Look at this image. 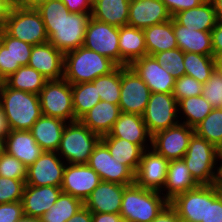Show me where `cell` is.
Returning <instances> with one entry per match:
<instances>
[{
    "instance_id": "6da1fadb",
    "label": "cell",
    "mask_w": 222,
    "mask_h": 222,
    "mask_svg": "<svg viewBox=\"0 0 222 222\" xmlns=\"http://www.w3.org/2000/svg\"><path fill=\"white\" fill-rule=\"evenodd\" d=\"M39 12L48 34V42L63 54L84 44L91 13L70 12L61 0H50L40 6Z\"/></svg>"
},
{
    "instance_id": "7a4b0ae2",
    "label": "cell",
    "mask_w": 222,
    "mask_h": 222,
    "mask_svg": "<svg viewBox=\"0 0 222 222\" xmlns=\"http://www.w3.org/2000/svg\"><path fill=\"white\" fill-rule=\"evenodd\" d=\"M0 106L10 130H30L42 116L38 94L15 90L0 82Z\"/></svg>"
},
{
    "instance_id": "3957f363",
    "label": "cell",
    "mask_w": 222,
    "mask_h": 222,
    "mask_svg": "<svg viewBox=\"0 0 222 222\" xmlns=\"http://www.w3.org/2000/svg\"><path fill=\"white\" fill-rule=\"evenodd\" d=\"M118 65L106 56L81 46L64 54V79L71 85L92 82Z\"/></svg>"
},
{
    "instance_id": "277c9868",
    "label": "cell",
    "mask_w": 222,
    "mask_h": 222,
    "mask_svg": "<svg viewBox=\"0 0 222 222\" xmlns=\"http://www.w3.org/2000/svg\"><path fill=\"white\" fill-rule=\"evenodd\" d=\"M163 193L145 189L135 183L124 189L121 211L123 221L153 222V220L169 205Z\"/></svg>"
},
{
    "instance_id": "5b68a950",
    "label": "cell",
    "mask_w": 222,
    "mask_h": 222,
    "mask_svg": "<svg viewBox=\"0 0 222 222\" xmlns=\"http://www.w3.org/2000/svg\"><path fill=\"white\" fill-rule=\"evenodd\" d=\"M219 154L215 145L194 133L182 159L199 185H213L217 181Z\"/></svg>"
},
{
    "instance_id": "8992f818",
    "label": "cell",
    "mask_w": 222,
    "mask_h": 222,
    "mask_svg": "<svg viewBox=\"0 0 222 222\" xmlns=\"http://www.w3.org/2000/svg\"><path fill=\"white\" fill-rule=\"evenodd\" d=\"M101 136L80 120L65 125L57 154L67 164H87Z\"/></svg>"
},
{
    "instance_id": "52a82bcc",
    "label": "cell",
    "mask_w": 222,
    "mask_h": 222,
    "mask_svg": "<svg viewBox=\"0 0 222 222\" xmlns=\"http://www.w3.org/2000/svg\"><path fill=\"white\" fill-rule=\"evenodd\" d=\"M42 115L74 122L75 114L72 101V85L64 78L48 80L39 92Z\"/></svg>"
},
{
    "instance_id": "ba28073f",
    "label": "cell",
    "mask_w": 222,
    "mask_h": 222,
    "mask_svg": "<svg viewBox=\"0 0 222 222\" xmlns=\"http://www.w3.org/2000/svg\"><path fill=\"white\" fill-rule=\"evenodd\" d=\"M4 30L12 37L31 45L48 42L44 22L37 10L14 6Z\"/></svg>"
},
{
    "instance_id": "9c48e42d",
    "label": "cell",
    "mask_w": 222,
    "mask_h": 222,
    "mask_svg": "<svg viewBox=\"0 0 222 222\" xmlns=\"http://www.w3.org/2000/svg\"><path fill=\"white\" fill-rule=\"evenodd\" d=\"M178 102L172 93H151L143 121L149 133H155L176 126L180 123L178 119ZM177 117V118H176Z\"/></svg>"
},
{
    "instance_id": "30bf717a",
    "label": "cell",
    "mask_w": 222,
    "mask_h": 222,
    "mask_svg": "<svg viewBox=\"0 0 222 222\" xmlns=\"http://www.w3.org/2000/svg\"><path fill=\"white\" fill-rule=\"evenodd\" d=\"M150 95V89L138 74L130 66H121V112L143 115Z\"/></svg>"
},
{
    "instance_id": "8fae6325",
    "label": "cell",
    "mask_w": 222,
    "mask_h": 222,
    "mask_svg": "<svg viewBox=\"0 0 222 222\" xmlns=\"http://www.w3.org/2000/svg\"><path fill=\"white\" fill-rule=\"evenodd\" d=\"M83 46L108 57L120 66L119 27L90 18Z\"/></svg>"
},
{
    "instance_id": "7c38bea8",
    "label": "cell",
    "mask_w": 222,
    "mask_h": 222,
    "mask_svg": "<svg viewBox=\"0 0 222 222\" xmlns=\"http://www.w3.org/2000/svg\"><path fill=\"white\" fill-rule=\"evenodd\" d=\"M87 164L99 175L101 181L127 186L135 183V173L128 166L112 158L101 140L94 148Z\"/></svg>"
},
{
    "instance_id": "4fadbf2b",
    "label": "cell",
    "mask_w": 222,
    "mask_h": 222,
    "mask_svg": "<svg viewBox=\"0 0 222 222\" xmlns=\"http://www.w3.org/2000/svg\"><path fill=\"white\" fill-rule=\"evenodd\" d=\"M194 128L182 124L159 131L152 136L151 148L165 159H182L187 152Z\"/></svg>"
},
{
    "instance_id": "5bb4252c",
    "label": "cell",
    "mask_w": 222,
    "mask_h": 222,
    "mask_svg": "<svg viewBox=\"0 0 222 222\" xmlns=\"http://www.w3.org/2000/svg\"><path fill=\"white\" fill-rule=\"evenodd\" d=\"M66 162L57 152L44 151L27 167L26 185L61 187Z\"/></svg>"
},
{
    "instance_id": "9a60e30c",
    "label": "cell",
    "mask_w": 222,
    "mask_h": 222,
    "mask_svg": "<svg viewBox=\"0 0 222 222\" xmlns=\"http://www.w3.org/2000/svg\"><path fill=\"white\" fill-rule=\"evenodd\" d=\"M33 45L10 36L0 30V82L16 72L21 66L28 65Z\"/></svg>"
},
{
    "instance_id": "2e32d148",
    "label": "cell",
    "mask_w": 222,
    "mask_h": 222,
    "mask_svg": "<svg viewBox=\"0 0 222 222\" xmlns=\"http://www.w3.org/2000/svg\"><path fill=\"white\" fill-rule=\"evenodd\" d=\"M100 182L99 175L88 164L66 163L61 189L84 202Z\"/></svg>"
},
{
    "instance_id": "e0dca14e",
    "label": "cell",
    "mask_w": 222,
    "mask_h": 222,
    "mask_svg": "<svg viewBox=\"0 0 222 222\" xmlns=\"http://www.w3.org/2000/svg\"><path fill=\"white\" fill-rule=\"evenodd\" d=\"M169 162L152 148L151 151L145 150L135 173V184L145 189L163 192Z\"/></svg>"
},
{
    "instance_id": "ac0fdd59",
    "label": "cell",
    "mask_w": 222,
    "mask_h": 222,
    "mask_svg": "<svg viewBox=\"0 0 222 222\" xmlns=\"http://www.w3.org/2000/svg\"><path fill=\"white\" fill-rule=\"evenodd\" d=\"M180 222H202L207 212V185L176 195L169 201Z\"/></svg>"
},
{
    "instance_id": "d6986e66",
    "label": "cell",
    "mask_w": 222,
    "mask_h": 222,
    "mask_svg": "<svg viewBox=\"0 0 222 222\" xmlns=\"http://www.w3.org/2000/svg\"><path fill=\"white\" fill-rule=\"evenodd\" d=\"M130 67L146 83L151 93H173L175 78L153 56H143Z\"/></svg>"
},
{
    "instance_id": "ffe728a7",
    "label": "cell",
    "mask_w": 222,
    "mask_h": 222,
    "mask_svg": "<svg viewBox=\"0 0 222 222\" xmlns=\"http://www.w3.org/2000/svg\"><path fill=\"white\" fill-rule=\"evenodd\" d=\"M28 66L40 72L48 80L64 77V54L49 42L32 47Z\"/></svg>"
},
{
    "instance_id": "44dd1931",
    "label": "cell",
    "mask_w": 222,
    "mask_h": 222,
    "mask_svg": "<svg viewBox=\"0 0 222 222\" xmlns=\"http://www.w3.org/2000/svg\"><path fill=\"white\" fill-rule=\"evenodd\" d=\"M172 19L161 0H130L127 25L145 29Z\"/></svg>"
},
{
    "instance_id": "7402d4cb",
    "label": "cell",
    "mask_w": 222,
    "mask_h": 222,
    "mask_svg": "<svg viewBox=\"0 0 222 222\" xmlns=\"http://www.w3.org/2000/svg\"><path fill=\"white\" fill-rule=\"evenodd\" d=\"M127 185L101 181L84 201L92 213L120 214L124 189Z\"/></svg>"
},
{
    "instance_id": "603a6c76",
    "label": "cell",
    "mask_w": 222,
    "mask_h": 222,
    "mask_svg": "<svg viewBox=\"0 0 222 222\" xmlns=\"http://www.w3.org/2000/svg\"><path fill=\"white\" fill-rule=\"evenodd\" d=\"M101 137L125 139L131 143L138 144L144 150L150 149L146 145L147 141L152 144V135L149 133L142 115L139 114L121 113L111 131Z\"/></svg>"
},
{
    "instance_id": "cb8c5ba5",
    "label": "cell",
    "mask_w": 222,
    "mask_h": 222,
    "mask_svg": "<svg viewBox=\"0 0 222 222\" xmlns=\"http://www.w3.org/2000/svg\"><path fill=\"white\" fill-rule=\"evenodd\" d=\"M61 193V187L57 186L25 185L21 200L24 215L41 218L57 201Z\"/></svg>"
},
{
    "instance_id": "d4e9b609",
    "label": "cell",
    "mask_w": 222,
    "mask_h": 222,
    "mask_svg": "<svg viewBox=\"0 0 222 222\" xmlns=\"http://www.w3.org/2000/svg\"><path fill=\"white\" fill-rule=\"evenodd\" d=\"M5 152L28 167L40 157L44 150L35 141L30 130H11L5 136Z\"/></svg>"
},
{
    "instance_id": "484cf974",
    "label": "cell",
    "mask_w": 222,
    "mask_h": 222,
    "mask_svg": "<svg viewBox=\"0 0 222 222\" xmlns=\"http://www.w3.org/2000/svg\"><path fill=\"white\" fill-rule=\"evenodd\" d=\"M120 66H130L147 55L143 29L130 25L119 28Z\"/></svg>"
},
{
    "instance_id": "4316f807",
    "label": "cell",
    "mask_w": 222,
    "mask_h": 222,
    "mask_svg": "<svg viewBox=\"0 0 222 222\" xmlns=\"http://www.w3.org/2000/svg\"><path fill=\"white\" fill-rule=\"evenodd\" d=\"M66 121L42 115L32 126L30 132L44 151L56 152L66 125Z\"/></svg>"
},
{
    "instance_id": "83f0119b",
    "label": "cell",
    "mask_w": 222,
    "mask_h": 222,
    "mask_svg": "<svg viewBox=\"0 0 222 222\" xmlns=\"http://www.w3.org/2000/svg\"><path fill=\"white\" fill-rule=\"evenodd\" d=\"M121 113L119 105L101 100L80 121L92 132L104 136L111 131Z\"/></svg>"
},
{
    "instance_id": "f1b7e54d",
    "label": "cell",
    "mask_w": 222,
    "mask_h": 222,
    "mask_svg": "<svg viewBox=\"0 0 222 222\" xmlns=\"http://www.w3.org/2000/svg\"><path fill=\"white\" fill-rule=\"evenodd\" d=\"M173 30L178 48L185 52L213 55L211 31L189 29L173 19Z\"/></svg>"
},
{
    "instance_id": "f546056e",
    "label": "cell",
    "mask_w": 222,
    "mask_h": 222,
    "mask_svg": "<svg viewBox=\"0 0 222 222\" xmlns=\"http://www.w3.org/2000/svg\"><path fill=\"white\" fill-rule=\"evenodd\" d=\"M172 18L182 26L199 31H212L217 24L211 0H206L197 7L176 13Z\"/></svg>"
},
{
    "instance_id": "4dcf8cb0",
    "label": "cell",
    "mask_w": 222,
    "mask_h": 222,
    "mask_svg": "<svg viewBox=\"0 0 222 222\" xmlns=\"http://www.w3.org/2000/svg\"><path fill=\"white\" fill-rule=\"evenodd\" d=\"M130 0H94L91 17L115 27L127 25Z\"/></svg>"
},
{
    "instance_id": "1f68e13d",
    "label": "cell",
    "mask_w": 222,
    "mask_h": 222,
    "mask_svg": "<svg viewBox=\"0 0 222 222\" xmlns=\"http://www.w3.org/2000/svg\"><path fill=\"white\" fill-rule=\"evenodd\" d=\"M183 159L171 160L168 164L164 197L170 201L176 195L198 187Z\"/></svg>"
},
{
    "instance_id": "d6a6232c",
    "label": "cell",
    "mask_w": 222,
    "mask_h": 222,
    "mask_svg": "<svg viewBox=\"0 0 222 222\" xmlns=\"http://www.w3.org/2000/svg\"><path fill=\"white\" fill-rule=\"evenodd\" d=\"M147 55L178 48L173 30V18L143 29Z\"/></svg>"
},
{
    "instance_id": "836d02e7",
    "label": "cell",
    "mask_w": 222,
    "mask_h": 222,
    "mask_svg": "<svg viewBox=\"0 0 222 222\" xmlns=\"http://www.w3.org/2000/svg\"><path fill=\"white\" fill-rule=\"evenodd\" d=\"M101 141L107 146L112 158L136 173L145 151L141 146L116 137H101Z\"/></svg>"
},
{
    "instance_id": "e575fe53",
    "label": "cell",
    "mask_w": 222,
    "mask_h": 222,
    "mask_svg": "<svg viewBox=\"0 0 222 222\" xmlns=\"http://www.w3.org/2000/svg\"><path fill=\"white\" fill-rule=\"evenodd\" d=\"M47 81L48 79L40 72L24 65L3 82L12 89L39 94Z\"/></svg>"
},
{
    "instance_id": "d590c367",
    "label": "cell",
    "mask_w": 222,
    "mask_h": 222,
    "mask_svg": "<svg viewBox=\"0 0 222 222\" xmlns=\"http://www.w3.org/2000/svg\"><path fill=\"white\" fill-rule=\"evenodd\" d=\"M72 101L75 121H77L101 99L97 92V87L92 82H83L72 85Z\"/></svg>"
},
{
    "instance_id": "8d00e7d4",
    "label": "cell",
    "mask_w": 222,
    "mask_h": 222,
    "mask_svg": "<svg viewBox=\"0 0 222 222\" xmlns=\"http://www.w3.org/2000/svg\"><path fill=\"white\" fill-rule=\"evenodd\" d=\"M185 75L205 84L215 70L213 55H202L193 52L184 53Z\"/></svg>"
},
{
    "instance_id": "74e56055",
    "label": "cell",
    "mask_w": 222,
    "mask_h": 222,
    "mask_svg": "<svg viewBox=\"0 0 222 222\" xmlns=\"http://www.w3.org/2000/svg\"><path fill=\"white\" fill-rule=\"evenodd\" d=\"M82 206H84L82 200L62 192L53 206L49 208V211L44 213L41 218L43 222H66Z\"/></svg>"
},
{
    "instance_id": "f35d334b",
    "label": "cell",
    "mask_w": 222,
    "mask_h": 222,
    "mask_svg": "<svg viewBox=\"0 0 222 222\" xmlns=\"http://www.w3.org/2000/svg\"><path fill=\"white\" fill-rule=\"evenodd\" d=\"M212 109L213 107L202 95L187 97L178 102V111H182L186 117L182 124L192 128L203 121Z\"/></svg>"
},
{
    "instance_id": "ab89813d",
    "label": "cell",
    "mask_w": 222,
    "mask_h": 222,
    "mask_svg": "<svg viewBox=\"0 0 222 222\" xmlns=\"http://www.w3.org/2000/svg\"><path fill=\"white\" fill-rule=\"evenodd\" d=\"M195 133L222 150V108L212 111L195 128Z\"/></svg>"
},
{
    "instance_id": "60d3db41",
    "label": "cell",
    "mask_w": 222,
    "mask_h": 222,
    "mask_svg": "<svg viewBox=\"0 0 222 222\" xmlns=\"http://www.w3.org/2000/svg\"><path fill=\"white\" fill-rule=\"evenodd\" d=\"M92 83L97 87V92L102 101L119 105L121 89V66L107 75L99 76Z\"/></svg>"
},
{
    "instance_id": "b9f144b4",
    "label": "cell",
    "mask_w": 222,
    "mask_h": 222,
    "mask_svg": "<svg viewBox=\"0 0 222 222\" xmlns=\"http://www.w3.org/2000/svg\"><path fill=\"white\" fill-rule=\"evenodd\" d=\"M166 71L177 79L185 75L184 52L179 49L162 51L152 55Z\"/></svg>"
},
{
    "instance_id": "7bdbcfd3",
    "label": "cell",
    "mask_w": 222,
    "mask_h": 222,
    "mask_svg": "<svg viewBox=\"0 0 222 222\" xmlns=\"http://www.w3.org/2000/svg\"><path fill=\"white\" fill-rule=\"evenodd\" d=\"M0 176L26 181L27 167L14 156L4 152L0 157Z\"/></svg>"
},
{
    "instance_id": "ee69618b",
    "label": "cell",
    "mask_w": 222,
    "mask_h": 222,
    "mask_svg": "<svg viewBox=\"0 0 222 222\" xmlns=\"http://www.w3.org/2000/svg\"><path fill=\"white\" fill-rule=\"evenodd\" d=\"M25 185L24 180L0 176V204L21 201Z\"/></svg>"
},
{
    "instance_id": "f6af8a7d",
    "label": "cell",
    "mask_w": 222,
    "mask_h": 222,
    "mask_svg": "<svg viewBox=\"0 0 222 222\" xmlns=\"http://www.w3.org/2000/svg\"><path fill=\"white\" fill-rule=\"evenodd\" d=\"M203 85L204 84L198 82L195 78L183 75L182 77L175 79L172 94L177 102L187 97L200 96Z\"/></svg>"
},
{
    "instance_id": "bcb514c9",
    "label": "cell",
    "mask_w": 222,
    "mask_h": 222,
    "mask_svg": "<svg viewBox=\"0 0 222 222\" xmlns=\"http://www.w3.org/2000/svg\"><path fill=\"white\" fill-rule=\"evenodd\" d=\"M201 95L213 108H220L222 106V74L216 69L203 85Z\"/></svg>"
},
{
    "instance_id": "7dc6e473",
    "label": "cell",
    "mask_w": 222,
    "mask_h": 222,
    "mask_svg": "<svg viewBox=\"0 0 222 222\" xmlns=\"http://www.w3.org/2000/svg\"><path fill=\"white\" fill-rule=\"evenodd\" d=\"M202 222H222V194L216 184L207 185V212Z\"/></svg>"
},
{
    "instance_id": "c3c4849f",
    "label": "cell",
    "mask_w": 222,
    "mask_h": 222,
    "mask_svg": "<svg viewBox=\"0 0 222 222\" xmlns=\"http://www.w3.org/2000/svg\"><path fill=\"white\" fill-rule=\"evenodd\" d=\"M23 215L21 201L0 204V222H17Z\"/></svg>"
},
{
    "instance_id": "681fc988",
    "label": "cell",
    "mask_w": 222,
    "mask_h": 222,
    "mask_svg": "<svg viewBox=\"0 0 222 222\" xmlns=\"http://www.w3.org/2000/svg\"><path fill=\"white\" fill-rule=\"evenodd\" d=\"M161 1L165 4L170 15L173 16L181 11L197 7L206 0H161Z\"/></svg>"
},
{
    "instance_id": "f907efd6",
    "label": "cell",
    "mask_w": 222,
    "mask_h": 222,
    "mask_svg": "<svg viewBox=\"0 0 222 222\" xmlns=\"http://www.w3.org/2000/svg\"><path fill=\"white\" fill-rule=\"evenodd\" d=\"M70 12L91 13L94 0H61Z\"/></svg>"
},
{
    "instance_id": "816d5d0a",
    "label": "cell",
    "mask_w": 222,
    "mask_h": 222,
    "mask_svg": "<svg viewBox=\"0 0 222 222\" xmlns=\"http://www.w3.org/2000/svg\"><path fill=\"white\" fill-rule=\"evenodd\" d=\"M213 56L222 55V22H217L211 31Z\"/></svg>"
},
{
    "instance_id": "f5cc1de1",
    "label": "cell",
    "mask_w": 222,
    "mask_h": 222,
    "mask_svg": "<svg viewBox=\"0 0 222 222\" xmlns=\"http://www.w3.org/2000/svg\"><path fill=\"white\" fill-rule=\"evenodd\" d=\"M153 222H180L176 211L168 205Z\"/></svg>"
},
{
    "instance_id": "db71d44e",
    "label": "cell",
    "mask_w": 222,
    "mask_h": 222,
    "mask_svg": "<svg viewBox=\"0 0 222 222\" xmlns=\"http://www.w3.org/2000/svg\"><path fill=\"white\" fill-rule=\"evenodd\" d=\"M13 7L9 0H0V30L4 29Z\"/></svg>"
},
{
    "instance_id": "11a10c76",
    "label": "cell",
    "mask_w": 222,
    "mask_h": 222,
    "mask_svg": "<svg viewBox=\"0 0 222 222\" xmlns=\"http://www.w3.org/2000/svg\"><path fill=\"white\" fill-rule=\"evenodd\" d=\"M92 222H123L120 214L92 213Z\"/></svg>"
},
{
    "instance_id": "9f6ffc18",
    "label": "cell",
    "mask_w": 222,
    "mask_h": 222,
    "mask_svg": "<svg viewBox=\"0 0 222 222\" xmlns=\"http://www.w3.org/2000/svg\"><path fill=\"white\" fill-rule=\"evenodd\" d=\"M66 222H92V212L85 206H82L78 212Z\"/></svg>"
},
{
    "instance_id": "6f0895ef",
    "label": "cell",
    "mask_w": 222,
    "mask_h": 222,
    "mask_svg": "<svg viewBox=\"0 0 222 222\" xmlns=\"http://www.w3.org/2000/svg\"><path fill=\"white\" fill-rule=\"evenodd\" d=\"M50 0H17L16 6L24 9H34L37 10L44 3Z\"/></svg>"
},
{
    "instance_id": "680465c9",
    "label": "cell",
    "mask_w": 222,
    "mask_h": 222,
    "mask_svg": "<svg viewBox=\"0 0 222 222\" xmlns=\"http://www.w3.org/2000/svg\"><path fill=\"white\" fill-rule=\"evenodd\" d=\"M10 127L7 121V118L5 116V113L0 106V135L6 136L10 132Z\"/></svg>"
},
{
    "instance_id": "91938a15",
    "label": "cell",
    "mask_w": 222,
    "mask_h": 222,
    "mask_svg": "<svg viewBox=\"0 0 222 222\" xmlns=\"http://www.w3.org/2000/svg\"><path fill=\"white\" fill-rule=\"evenodd\" d=\"M211 2L214 6L217 22H222V0H211Z\"/></svg>"
},
{
    "instance_id": "94428289",
    "label": "cell",
    "mask_w": 222,
    "mask_h": 222,
    "mask_svg": "<svg viewBox=\"0 0 222 222\" xmlns=\"http://www.w3.org/2000/svg\"><path fill=\"white\" fill-rule=\"evenodd\" d=\"M17 222H43L42 218L23 215Z\"/></svg>"
},
{
    "instance_id": "6125c7cd",
    "label": "cell",
    "mask_w": 222,
    "mask_h": 222,
    "mask_svg": "<svg viewBox=\"0 0 222 222\" xmlns=\"http://www.w3.org/2000/svg\"><path fill=\"white\" fill-rule=\"evenodd\" d=\"M219 160H221V162H220L221 165L218 167V175H217L216 185L222 186V153L219 154Z\"/></svg>"
},
{
    "instance_id": "be15d7a7",
    "label": "cell",
    "mask_w": 222,
    "mask_h": 222,
    "mask_svg": "<svg viewBox=\"0 0 222 222\" xmlns=\"http://www.w3.org/2000/svg\"><path fill=\"white\" fill-rule=\"evenodd\" d=\"M215 69L222 74V55L214 56Z\"/></svg>"
},
{
    "instance_id": "e7e4bbea",
    "label": "cell",
    "mask_w": 222,
    "mask_h": 222,
    "mask_svg": "<svg viewBox=\"0 0 222 222\" xmlns=\"http://www.w3.org/2000/svg\"><path fill=\"white\" fill-rule=\"evenodd\" d=\"M5 152V137L0 135V157Z\"/></svg>"
},
{
    "instance_id": "03108f58",
    "label": "cell",
    "mask_w": 222,
    "mask_h": 222,
    "mask_svg": "<svg viewBox=\"0 0 222 222\" xmlns=\"http://www.w3.org/2000/svg\"><path fill=\"white\" fill-rule=\"evenodd\" d=\"M14 6L16 5L17 3V0H9Z\"/></svg>"
},
{
    "instance_id": "003e7915",
    "label": "cell",
    "mask_w": 222,
    "mask_h": 222,
    "mask_svg": "<svg viewBox=\"0 0 222 222\" xmlns=\"http://www.w3.org/2000/svg\"><path fill=\"white\" fill-rule=\"evenodd\" d=\"M219 187V189H220V192H221V194H222V186H218Z\"/></svg>"
}]
</instances>
